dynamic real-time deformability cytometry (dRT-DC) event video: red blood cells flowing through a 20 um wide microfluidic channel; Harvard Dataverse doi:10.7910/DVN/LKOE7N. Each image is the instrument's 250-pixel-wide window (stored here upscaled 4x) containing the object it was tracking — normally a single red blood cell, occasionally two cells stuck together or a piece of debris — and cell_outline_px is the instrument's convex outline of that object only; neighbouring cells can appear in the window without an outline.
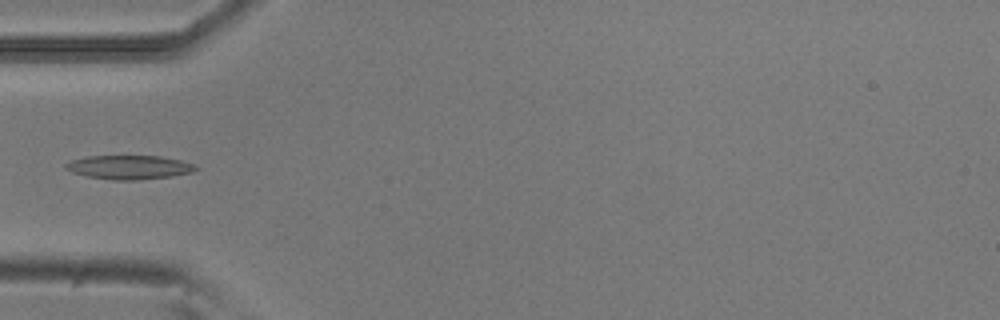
{"species": "common noctule bat (a hibernating species)", "species_latin": "Nyctalus noctula", "temperature_condition": "room temperature", "stored_images_in_passage": 4, "camera_frame_rate_fps": 3000, "um_per_image_px": 0.085, "animal": {"sex": "male", "body_mass_g": 20.5, "forearm_length_mm": 52.5}, "frame": {"image": 1, "passage_image": 4, "time_ms": 1.0, "image_size_px": [1000, 320], "cell_outline_px": [[200, 168], [192, 172], [172, 176], [136, 180], [112, 180], [88, 176], [72, 172], [64, 168], [64, 164], [72, 160], [88, 156], [160, 156], [180, 160], [192, 164]], "centroid_in_image_um": [10.97, 14.21], "position_along_channel_um": 74.0, "area_um2": 18.03}}